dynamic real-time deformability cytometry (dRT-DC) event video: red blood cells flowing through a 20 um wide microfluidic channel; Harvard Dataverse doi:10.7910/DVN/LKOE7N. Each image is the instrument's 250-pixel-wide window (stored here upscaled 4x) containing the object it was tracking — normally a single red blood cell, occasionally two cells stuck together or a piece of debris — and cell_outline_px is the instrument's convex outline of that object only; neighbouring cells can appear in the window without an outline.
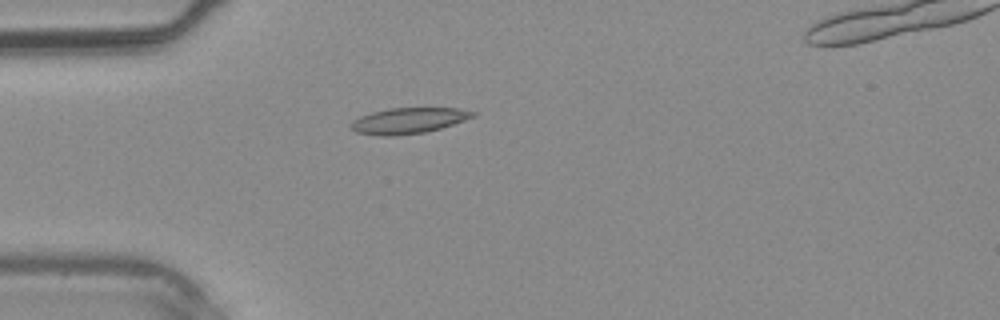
{"species": "common noctule bat (a hibernating species)", "species_latin": "Nyctalus noctula", "temperature_condition": "warm", "stored_images_in_passage": 41, "camera_frame_rate_fps": 3000, "um_per_image_px": 0.085, "animal": {"sex": "male", "body_mass_g": 20.4}, "frame": {"image": 1, "passage_image": 12, "time_ms": 3.667, "image_size_px": [1000, 320], "cell_outline_px": [[476, 116], [440, 128], [424, 132], [396, 136], [380, 136], [356, 132], [352, 128], [352, 120], [360, 116], [372, 112], [388, 108], [460, 108], [476, 112]], "centroid_in_image_um": [34.72, 10.25], "position_along_channel_um": 50.3, "area_um2": 18.26}}